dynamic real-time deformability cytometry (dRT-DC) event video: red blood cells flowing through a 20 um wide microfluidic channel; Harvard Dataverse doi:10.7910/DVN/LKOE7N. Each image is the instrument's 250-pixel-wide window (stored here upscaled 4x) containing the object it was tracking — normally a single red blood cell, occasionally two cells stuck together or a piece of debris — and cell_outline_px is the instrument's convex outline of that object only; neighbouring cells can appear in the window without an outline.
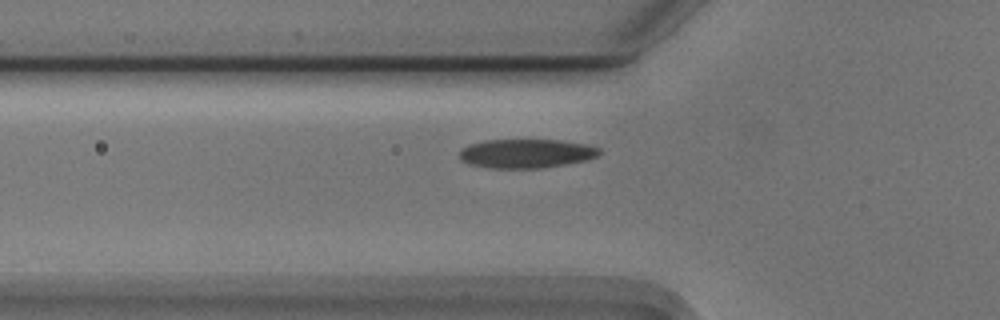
{"species": "Egyptian fruit bat (a non-hibernating species)", "species_latin": "Rousettus aegyptiacus", "temperature_condition": "cold", "stored_images_in_passage": 41, "camera_frame_rate_fps": 3000, "um_per_image_px": 0.085, "animal": {"sex": "male"}, "frame": {"image": 1, "passage_image": 8, "time_ms": 2.333, "image_size_px": [1000, 320], "cell_outline_px": [[600, 152], [596, 156], [588, 160], [540, 168], [492, 168], [468, 164], [460, 160], [460, 148], [468, 144], [484, 140], [560, 140], [584, 144], [600, 148]], "centroid_in_image_um": [44.68, 13.04], "position_along_channel_um": 81.1, "area_um2": 23.64}}
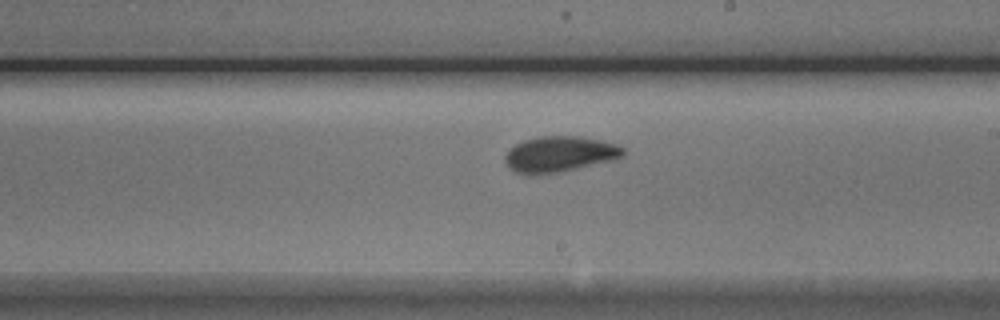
{"frame": {"image": 2, "passage_image": 21, "time_ms": 6.667, "image_size_px": [1000, 320], "cell_outline_px": [[628, 152], [624, 156], [616, 160], [560, 172], [516, 172], [504, 160], [504, 156], [516, 144], [524, 140], [540, 136], [580, 136], [600, 140], [616, 144], [624, 148]], "centroid_in_image_um": [47.69, 13.07], "position_along_channel_um": 241.3, "area_um2": 24.22}}
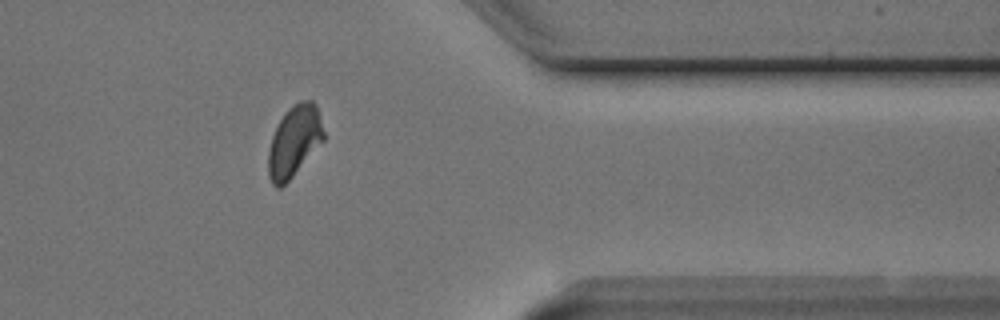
{"frame": {"image": 3, "passage_image": 34, "time_ms": 11.0, "image_size_px": [1000, 320], "cell_outline_px": [[324, 140], [292, 176], [280, 188], [276, 188], [272, 184], [268, 176], [268, 152], [272, 136], [280, 120], [288, 108], [292, 104], [300, 100], [312, 100], [316, 104], [324, 132]], "centroid_in_image_um": [25.0, 11.99], "position_along_channel_um": 386.4, "area_um2": 22.77}}